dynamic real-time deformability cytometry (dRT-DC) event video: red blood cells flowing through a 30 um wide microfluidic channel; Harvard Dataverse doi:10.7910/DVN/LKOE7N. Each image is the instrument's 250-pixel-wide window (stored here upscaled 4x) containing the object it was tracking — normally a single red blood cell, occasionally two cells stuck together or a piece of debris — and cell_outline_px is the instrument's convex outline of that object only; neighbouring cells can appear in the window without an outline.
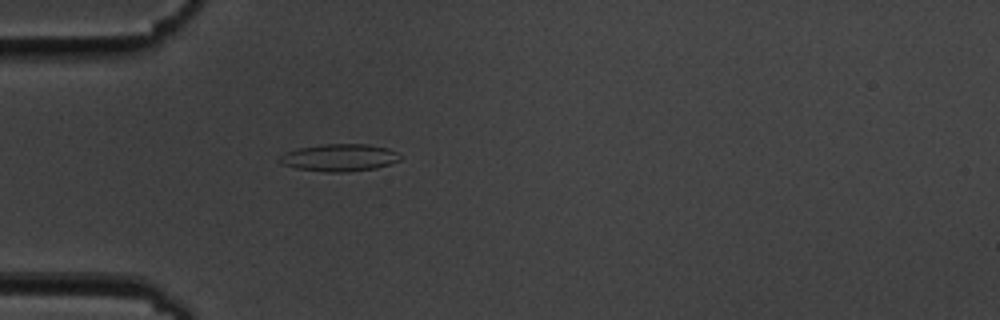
{"species": "common noctule bat (a hibernating species)", "species_latin": "Nyctalus noctula", "temperature_condition": "cold", "stored_images_in_passage": 41, "camera_frame_rate_fps": 3000, "um_per_image_px": 0.085, "animal": {"sex": "male", "body_mass_g": 19.5, "forearm_length_mm": 54.6}, "frame": {"image": 1, "passage_image": 2, "time_ms": 0.333, "image_size_px": [1000, 320], "cell_outline_px": [[400, 160], [376, 168], [348, 172], [324, 172], [296, 168], [284, 164], [276, 160], [284, 152], [300, 148], [320, 144], [368, 144], [388, 148], [396, 152], [400, 156]], "centroid_in_image_um": [28.83, 13.4], "position_along_channel_um": 56.2, "area_um2": 19.19}}
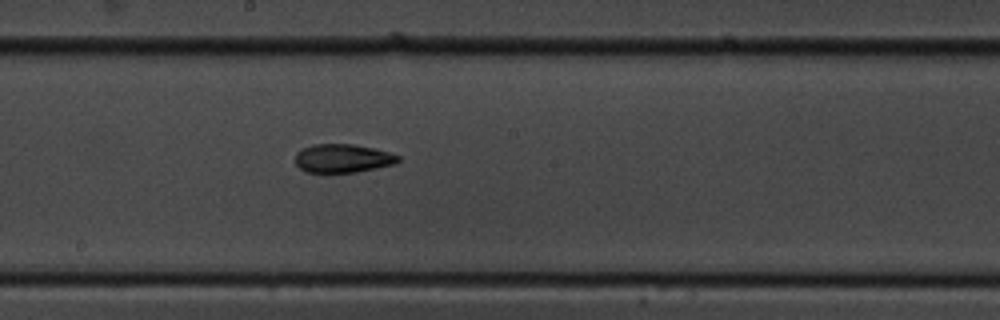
{"frame": {"image": 2, "passage_image": 16, "time_ms": 5.0, "image_size_px": [1000, 320], "cell_outline_px": [[400, 160], [396, 164], [356, 172], [308, 172], [300, 168], [296, 164], [296, 152], [300, 148], [312, 144], [352, 144], [372, 148], [388, 152], [400, 156]], "centroid_in_image_um": [29.12, 13.45], "position_along_channel_um": 219.1, "area_um2": 17.11}}
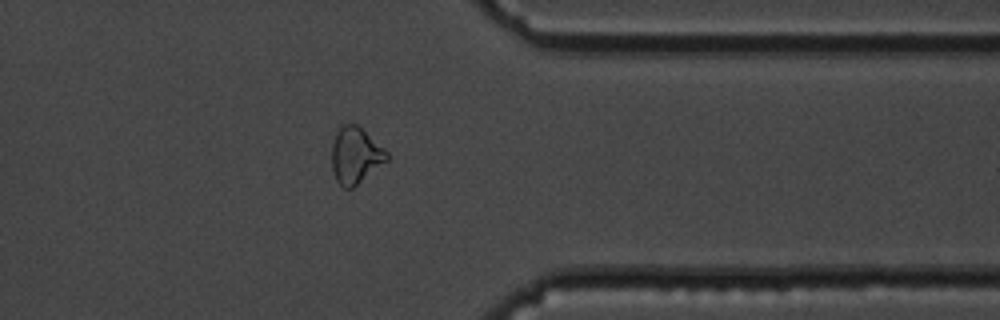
{"frame": {"image": 3, "passage_image": 30, "time_ms": 9.667, "image_size_px": [1000, 320], "cell_outline_px": [[388, 160], [352, 188], [344, 188], [336, 180], [332, 172], [332, 144], [336, 132], [344, 124], [356, 124], [384, 148], [388, 152]], "centroid_in_image_um": [30.2, 13.22], "position_along_channel_um": 381.2, "area_um2": 17.86}, "authors_computed_cell_mechanics": {"area_um2": 17.3978, "velocity_mm_per_s": 3.6391, "shape_relaxation_time_tau1_ms": 10.9856, "shape_relaxation_time_tau2_ms": 7.6164, "deformation_change_tau1": 0.2477, "deformation_change_tau2": 0.159}}